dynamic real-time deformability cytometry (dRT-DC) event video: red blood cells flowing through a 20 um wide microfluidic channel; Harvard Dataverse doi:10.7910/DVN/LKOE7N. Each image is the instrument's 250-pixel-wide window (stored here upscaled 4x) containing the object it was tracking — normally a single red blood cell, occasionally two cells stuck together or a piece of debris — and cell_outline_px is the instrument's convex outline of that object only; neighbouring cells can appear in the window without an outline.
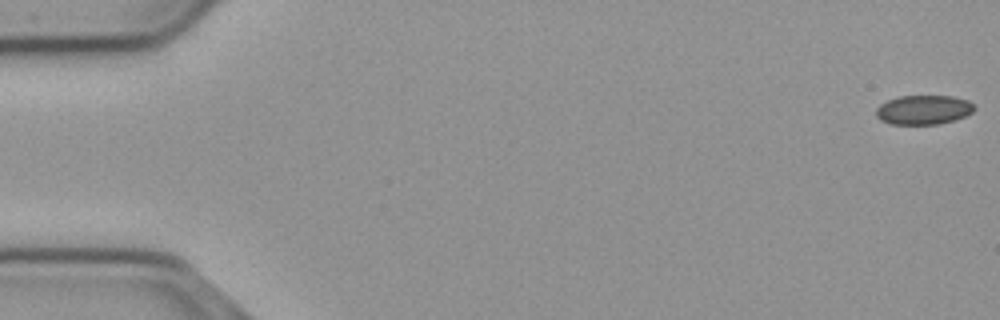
{"species": "common noctule bat (a hibernating species)", "species_latin": "Nyctalus noctula", "temperature_condition": "cold", "stored_images_in_passage": 56, "camera_frame_rate_fps": 3000, "um_per_image_px": 0.085, "animal": {"sex": "male", "body_mass_g": 23.1, "forearm_length_mm": 52.7}, "frame": {"image": 1, "passage_image": 1, "time_ms": 0.0, "image_size_px": [1000, 320], "cell_outline_px": [[976, 108], [972, 112], [956, 120], [940, 124], [892, 124], [880, 120], [876, 116], [876, 108], [880, 104], [888, 100], [900, 96], [952, 96], [968, 100]], "centroid_in_image_um": [78.5, 9.34], "position_along_channel_um": 6.5, "area_um2": 16.82}}
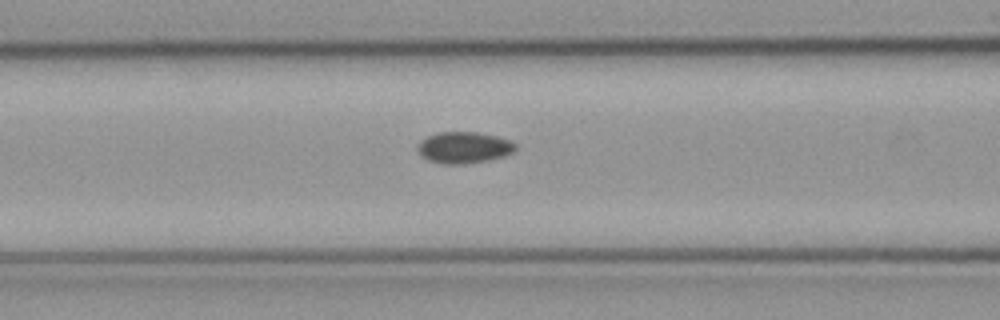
{"frame": {"image": 2, "passage_image": 23, "time_ms": 7.333, "image_size_px": [1000, 320], "cell_outline_px": [[516, 148], [512, 152], [504, 156], [488, 160], [464, 164], [444, 164], [428, 160], [420, 156], [416, 152], [416, 144], [420, 140], [428, 136], [440, 132], [476, 132], [496, 136], [512, 140], [516, 144]], "centroid_in_image_um": [39.39, 12.54], "position_along_channel_um": 127.2, "area_um2": 18.15}}
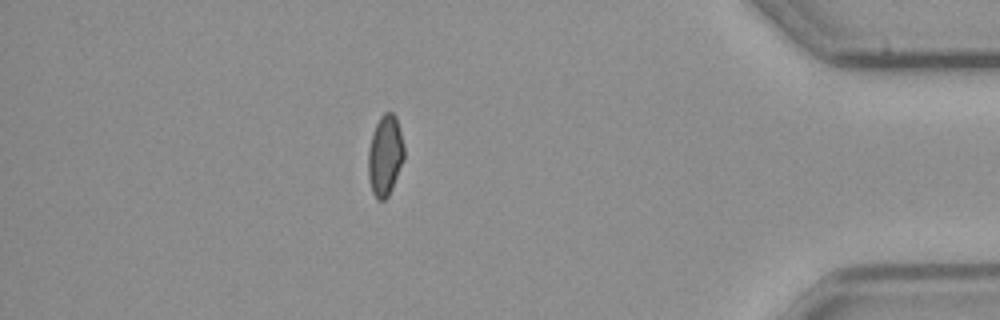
{"frame": {"image": 3, "passage_image": 49, "time_ms": 16.0, "image_size_px": [1000, 320], "cell_outline_px": [[404, 160], [392, 188], [388, 196], [384, 200], [376, 200], [372, 192], [368, 176], [368, 148], [376, 124], [380, 116], [384, 112], [392, 112], [396, 116], [404, 144]], "centroid_in_image_um": [32.73, 13.22], "position_along_channel_um": 402.5, "area_um2": 16.99}}